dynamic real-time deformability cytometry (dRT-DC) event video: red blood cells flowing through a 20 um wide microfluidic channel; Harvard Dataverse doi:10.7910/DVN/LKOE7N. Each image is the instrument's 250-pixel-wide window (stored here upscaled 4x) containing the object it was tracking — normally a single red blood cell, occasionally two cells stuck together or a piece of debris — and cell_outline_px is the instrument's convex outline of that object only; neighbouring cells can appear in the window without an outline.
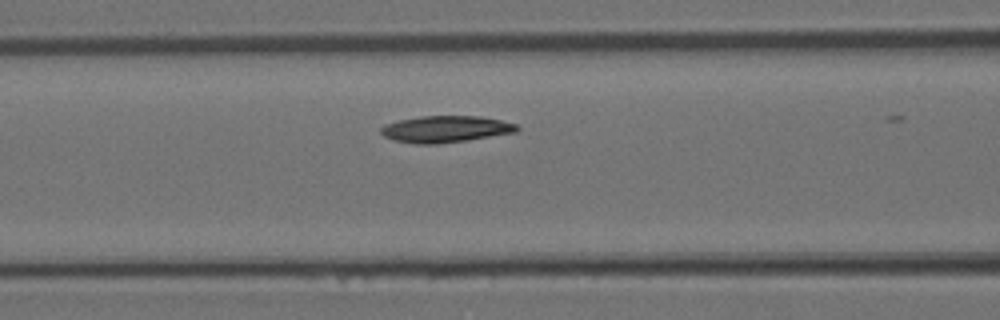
{"species": "Egyptian fruit bat (a non-hibernating species)", "species_latin": "Rousettus aegyptiacus", "temperature_condition": "room temperature", "stored_images_in_passage": 5, "camera_frame_rate_fps": 3000, "um_per_image_px": 0.085, "animal": {"sex": "female"}, "frame": {"image": 1, "passage_image": 5, "time_ms": 1.333, "image_size_px": [1000, 320], "cell_outline_px": [[520, 128], [516, 132], [468, 140], [436, 144], [416, 144], [392, 140], [384, 136], [380, 132], [380, 128], [384, 124], [400, 120], [420, 116], [480, 116], [500, 120], [516, 124]], "centroid_in_image_um": [37.85, 10.98], "position_along_channel_um": 128.8, "area_um2": 21.15}}